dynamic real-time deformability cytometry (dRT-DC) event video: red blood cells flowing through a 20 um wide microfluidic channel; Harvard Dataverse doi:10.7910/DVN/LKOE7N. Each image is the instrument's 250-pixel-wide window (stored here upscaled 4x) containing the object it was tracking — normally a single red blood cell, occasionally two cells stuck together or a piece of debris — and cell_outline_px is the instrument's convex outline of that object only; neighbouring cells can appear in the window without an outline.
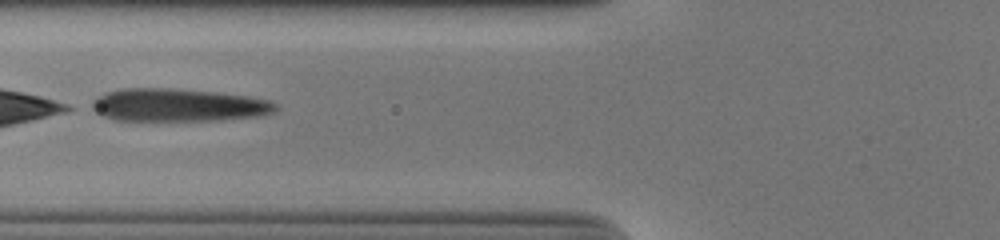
{"species": "human", "species_latin": "Homo sapiens", "temperature_condition": "cold", "stored_images_in_passage": 54, "camera_frame_rate_fps": 3000, "um_per_image_px": 0.085, "donor": {"sex": "male"}, "frame": {"image": 1, "passage_image": 22, "time_ms": 7.0, "image_size_px": [1000, 240], "cell_outline_px": [[280, 108], [276, 112], [260, 116], [220, 120], [112, 120], [100, 116], [88, 108], [92, 100], [96, 96], [104, 92], [124, 88], [168, 88], [216, 92], [248, 96], [268, 100], [276, 104]], "centroid_in_image_um": [15.08, 8.93], "position_along_channel_um": 110.7, "area_um2": 35.72}}
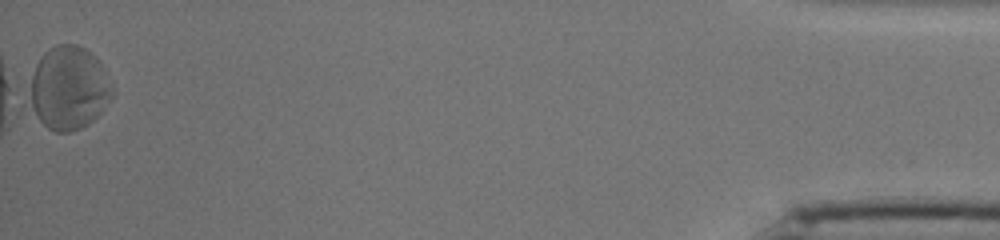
{"frame": {"image": 2, "passage_image": 54, "time_ms": 17.667, "image_size_px": [1000, 240], "cell_outline_px": [[116, 92], [100, 112], [88, 124], [80, 128], [68, 132], [56, 132], [48, 128], [32, 116], [32, 76], [36, 64], [40, 56], [48, 48], [56, 44], [76, 44], [84, 48], [104, 68]], "centroid_in_image_um": [5.86, 7.49], "position_along_channel_um": 429.3, "area_um2": 39.88}, "authors_computed_cell_mechanics": {"area_um2": 36.5585, "velocity_mm_per_s": 3.8081, "shape_relaxation_time_tau1_ms": 2.3162, "shape_relaxation_time_tau2_ms": 1.6884, "deformation_change_tau1": 0.2721, "deformation_change_tau2": 0.1073}}